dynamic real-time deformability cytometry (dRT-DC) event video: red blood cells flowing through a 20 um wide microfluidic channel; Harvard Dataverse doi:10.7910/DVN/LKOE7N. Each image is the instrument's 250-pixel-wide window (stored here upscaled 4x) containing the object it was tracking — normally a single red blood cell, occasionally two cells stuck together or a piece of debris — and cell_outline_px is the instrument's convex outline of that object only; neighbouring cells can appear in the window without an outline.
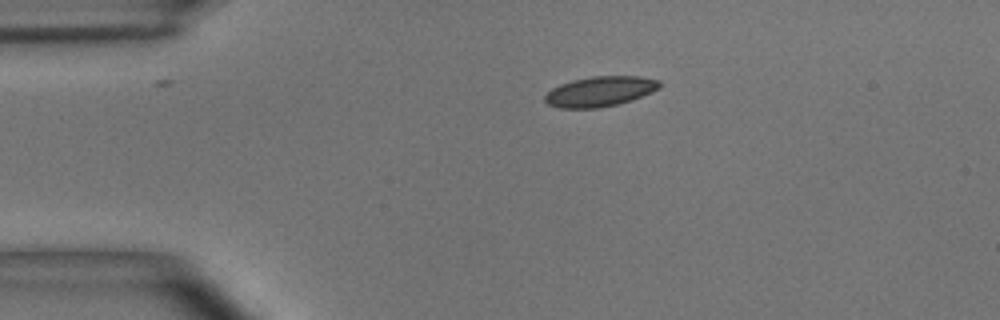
{"species": "common noctule bat (a hibernating species)", "species_latin": "Nyctalus noctula", "temperature_condition": "room temperature", "stored_images_in_passage": 3, "segment_of_instrument_passage": [1, 2], "camera_frame_rate_fps": 3000, "um_per_image_px": 0.085, "animal": {"sex": "male", "body_mass_g": 15.6}, "frame": {"image": 1, "passage_image": 1, "time_ms": 0.0, "image_size_px": [1000, 320], "cell_outline_px": [[660, 88], [652, 92], [632, 100], [616, 104], [596, 108], [560, 108], [548, 104], [544, 100], [544, 96], [552, 88], [560, 84], [572, 80], [592, 76], [640, 76], [660, 80]], "centroid_in_image_um": [51.0, 7.76], "position_along_channel_um": 34.0, "area_um2": 20.11}}